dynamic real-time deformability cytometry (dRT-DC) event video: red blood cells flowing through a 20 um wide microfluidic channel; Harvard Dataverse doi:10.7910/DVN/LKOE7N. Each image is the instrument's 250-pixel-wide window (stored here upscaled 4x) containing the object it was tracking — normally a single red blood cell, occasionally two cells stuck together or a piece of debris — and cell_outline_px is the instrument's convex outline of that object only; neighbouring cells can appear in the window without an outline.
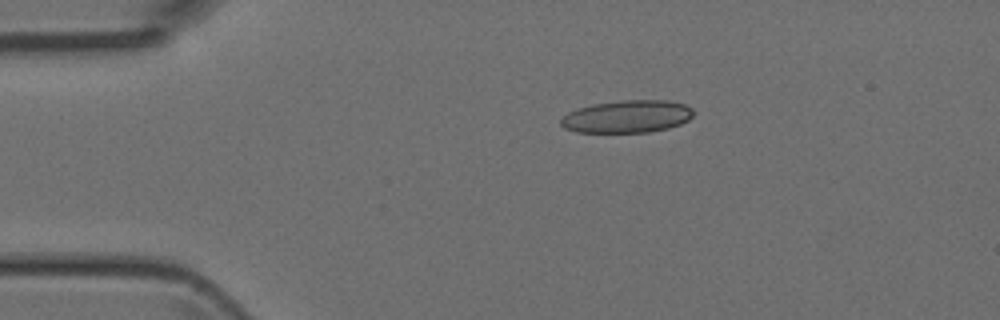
{"species": "Egyptian fruit bat (a non-hibernating species)", "species_latin": "Rousettus aegyptiacus", "temperature_condition": "room temperature", "stored_images_in_passage": 33, "camera_frame_rate_fps": 3000, "um_per_image_px": 0.085, "animal": {"sex": "female"}, "frame": {"image": 1, "passage_image": 1, "time_ms": 0.0, "image_size_px": [1000, 320], "cell_outline_px": [[692, 116], [688, 120], [680, 124], [668, 128], [648, 132], [576, 132], [564, 128], [560, 124], [560, 120], [568, 112], [576, 108], [592, 104], [620, 100], [668, 100], [684, 104], [692, 108]], "centroid_in_image_um": [53.28, 9.9], "position_along_channel_um": 31.7, "area_um2": 25.2}}
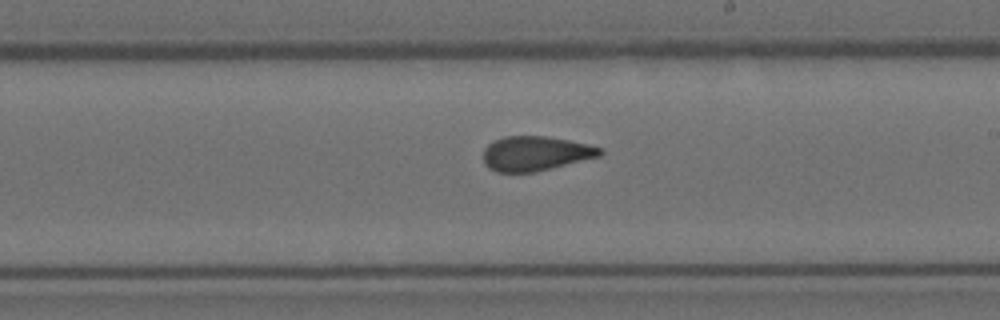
{"frame": {"image": 2, "passage_image": 19, "time_ms": 6.0, "image_size_px": [1000, 320], "cell_outline_px": [[604, 152], [600, 156], [532, 172], [496, 172], [488, 168], [484, 164], [484, 148], [488, 144], [504, 136], [548, 136], [588, 144], [604, 148]], "centroid_in_image_um": [45.51, 13.03], "position_along_channel_um": 243.5, "area_um2": 23.41}}
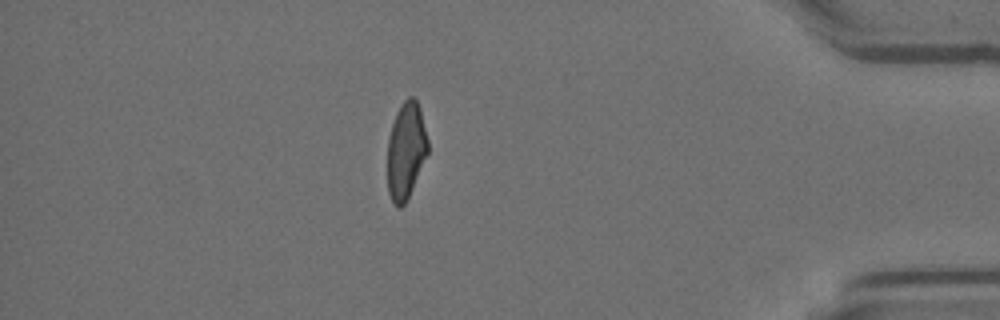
{"frame": {"image": 3, "passage_image": 33, "time_ms": 10.667, "image_size_px": [1000, 320], "cell_outline_px": [[428, 152], [412, 188], [404, 204], [400, 208], [396, 208], [388, 192], [388, 140], [392, 124], [396, 112], [400, 104], [408, 96], [412, 96], [416, 100], [420, 108], [428, 140]], "centroid_in_image_um": [34.5, 12.77], "position_along_channel_um": 400.7, "area_um2": 22.6}}